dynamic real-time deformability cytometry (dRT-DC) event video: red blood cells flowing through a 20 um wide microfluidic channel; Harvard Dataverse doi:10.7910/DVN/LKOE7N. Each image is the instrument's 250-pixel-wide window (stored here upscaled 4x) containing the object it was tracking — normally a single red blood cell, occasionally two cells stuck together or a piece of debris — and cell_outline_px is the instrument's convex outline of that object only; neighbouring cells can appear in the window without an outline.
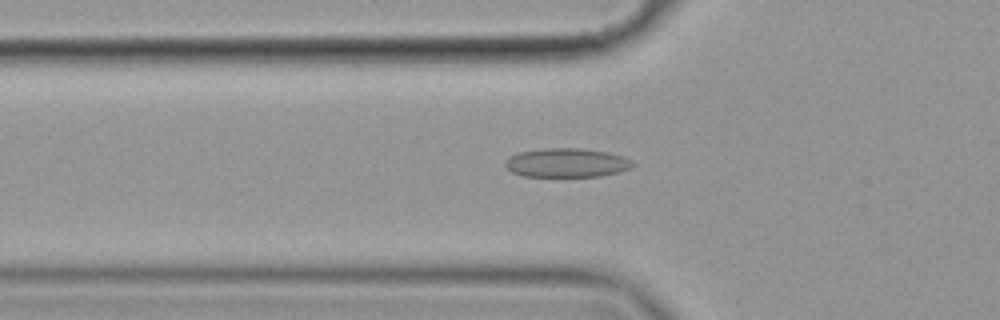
{"species": "common noctule bat (a hibernating species)", "species_latin": "Nyctalus noctula", "temperature_condition": "cold", "stored_images_in_passage": 56, "camera_frame_rate_fps": 3000, "um_per_image_px": 0.085, "animal": {"sex": "female", "body_mass_g": 19.9}, "frame": {"image": 1, "passage_image": 19, "time_ms": 6.0, "image_size_px": [1000, 320], "cell_outline_px": [[636, 164], [632, 168], [600, 176], [524, 176], [512, 172], [504, 164], [504, 160], [508, 156], [516, 152], [544, 148], [580, 148], [608, 152], [632, 160]], "centroid_in_image_um": [48.13, 13.82], "position_along_channel_um": 77.7, "area_um2": 21.62}}
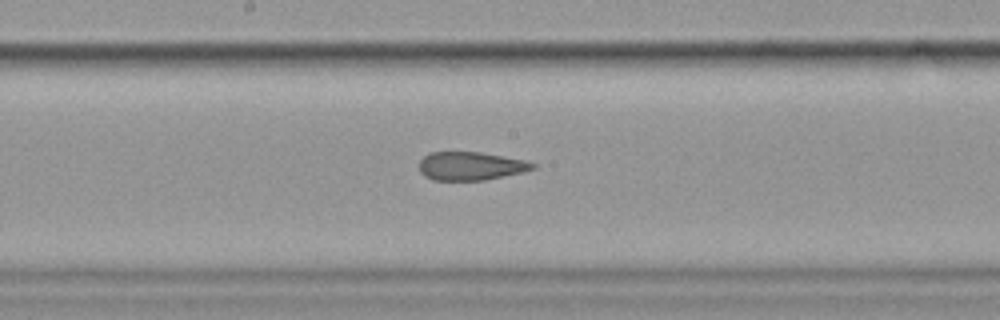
{"frame": {"image": 2, "passage_image": 30, "time_ms": 9.667, "image_size_px": [1000, 320], "cell_outline_px": [[536, 168], [524, 172], [484, 180], [432, 180], [424, 176], [420, 172], [420, 160], [424, 156], [432, 152], [480, 152], [524, 160], [536, 164]], "centroid_in_image_um": [40.01, 14.12], "position_along_channel_um": 208.2, "area_um2": 18.73}}
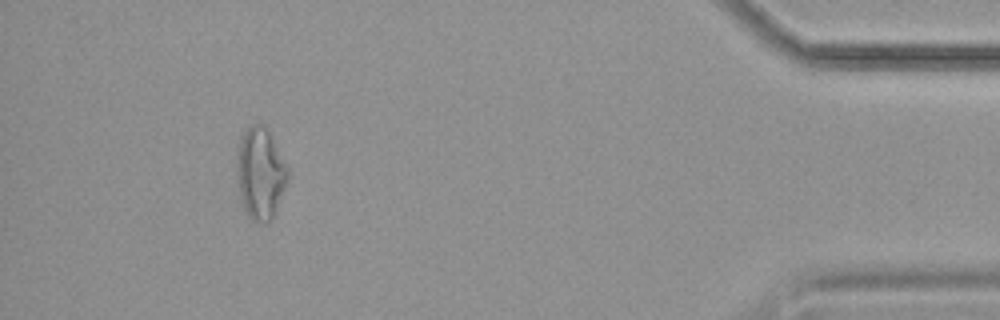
{"frame": {"image": 3, "passage_image": 52, "time_ms": 17.0, "image_size_px": [1000, 320], "cell_outline_px": [[288, 180], [272, 216], [264, 224], [256, 224], [248, 216], [240, 200], [236, 172], [236, 164], [240, 136], [252, 124], [264, 124], [288, 168]], "centroid_in_image_um": [22.09, 14.75], "position_along_channel_um": 413.1, "area_um2": 26.99}, "authors_computed_cell_mechanics": {"area_um2": 21.9929, "velocity_mm_per_s": 3.5583, "shape_relaxation_time_tau1_ms": null, "shape_relaxation_time_tau2_ms": 2.9384, "deformation_change_tau1": null, "deformation_change_tau2": 0.114}}